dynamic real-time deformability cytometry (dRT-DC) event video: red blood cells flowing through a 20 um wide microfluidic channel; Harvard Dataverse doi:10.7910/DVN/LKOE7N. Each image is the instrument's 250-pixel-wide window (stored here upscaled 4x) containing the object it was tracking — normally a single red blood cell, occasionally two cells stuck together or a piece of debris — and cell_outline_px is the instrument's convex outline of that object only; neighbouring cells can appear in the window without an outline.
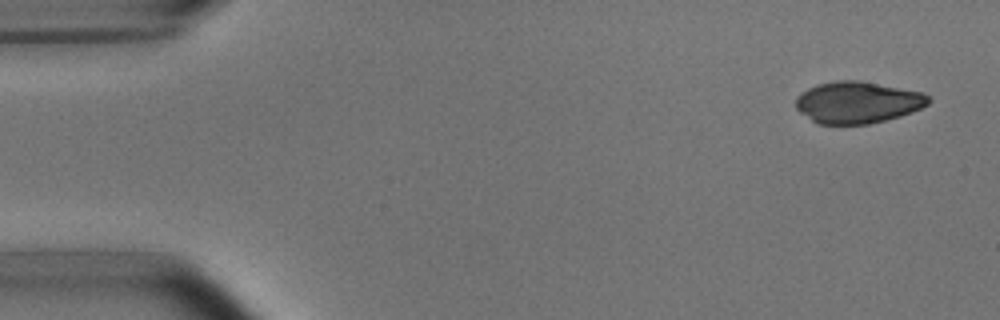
{"species": "common noctule bat (a hibernating species)", "species_latin": "Nyctalus noctula", "temperature_condition": "room temperature", "stored_images_in_passage": 5, "camera_frame_rate_fps": 3000, "um_per_image_px": 0.085, "animal": {"sex": "male", "body_mass_g": 15.6}, "frame": {"image": 1, "passage_image": 1, "time_ms": 0.0, "image_size_px": [1000, 320], "cell_outline_px": [[932, 100], [928, 104], [912, 112], [900, 116], [868, 124], [816, 124], [800, 112], [796, 108], [796, 96], [800, 92], [816, 84], [836, 80], [856, 80], [924, 92]], "centroid_in_image_um": [72.87, 8.7], "position_along_channel_um": 12.1, "area_um2": 32.37}}